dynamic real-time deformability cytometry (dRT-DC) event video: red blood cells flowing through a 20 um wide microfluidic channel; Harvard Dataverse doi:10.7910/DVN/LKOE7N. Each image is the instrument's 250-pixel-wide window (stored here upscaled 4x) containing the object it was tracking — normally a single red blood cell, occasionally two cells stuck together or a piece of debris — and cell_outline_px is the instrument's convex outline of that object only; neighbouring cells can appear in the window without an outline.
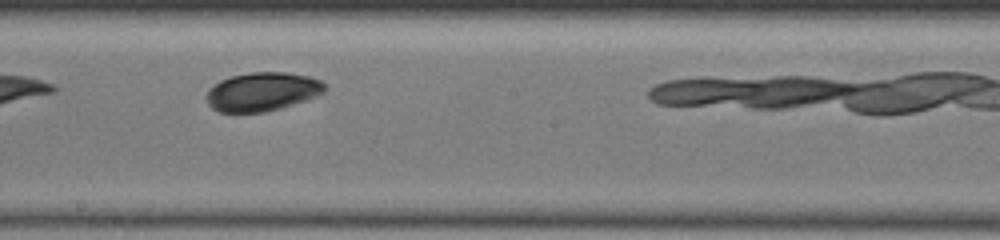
{"species": "common noctule bat (a hibernating species)", "species_latin": "Nyctalus noctula", "temperature_condition": "warm", "stored_images_in_passage": 10, "camera_frame_rate_fps": 3000, "um_per_image_px": 0.085, "animal": {"sex": "female", "body_mass_g": 19.5, "forearm_length_mm": 54.1}, "frame": {"image": 1, "passage_image": 6, "time_ms": 4.667, "image_size_px": [1000, 240], "cell_outline_px": [[328, 88], [324, 92], [316, 96], [280, 108], [264, 112], [216, 112], [208, 104], [208, 88], [220, 80], [232, 76], [252, 72], [284, 72], [308, 76], [320, 80]], "centroid_in_image_um": [22.29, 7.79], "position_along_channel_um": 225.9, "area_um2": 26.53}}